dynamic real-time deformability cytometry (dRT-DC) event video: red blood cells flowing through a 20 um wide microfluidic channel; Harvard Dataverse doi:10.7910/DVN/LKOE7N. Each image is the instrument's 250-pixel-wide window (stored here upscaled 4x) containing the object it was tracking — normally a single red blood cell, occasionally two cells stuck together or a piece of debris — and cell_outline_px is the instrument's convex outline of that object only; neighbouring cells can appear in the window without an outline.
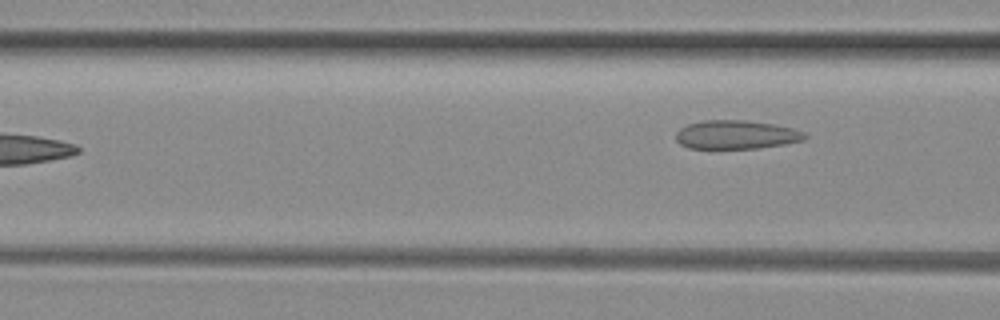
{"species": "common noctule bat (a hibernating species)", "species_latin": "Nyctalus noctula", "temperature_condition": "room temperature", "stored_images_in_passage": 5, "camera_frame_rate_fps": 3000, "um_per_image_px": 0.085, "animal": {"sex": "female", "body_mass_g": 29.2, "forearm_length_mm": 56.3}, "frame": {"image": 1, "passage_image": 5, "time_ms": 1.333, "image_size_px": [1000, 320], "cell_outline_px": [[808, 136], [804, 140], [784, 144], [756, 148], [688, 148], [680, 144], [676, 140], [676, 132], [680, 128], [688, 124], [704, 120], [744, 120], [772, 124], [792, 128], [804, 132]], "centroid_in_image_um": [62.56, 11.45], "position_along_channel_um": 104.0, "area_um2": 21.44}}